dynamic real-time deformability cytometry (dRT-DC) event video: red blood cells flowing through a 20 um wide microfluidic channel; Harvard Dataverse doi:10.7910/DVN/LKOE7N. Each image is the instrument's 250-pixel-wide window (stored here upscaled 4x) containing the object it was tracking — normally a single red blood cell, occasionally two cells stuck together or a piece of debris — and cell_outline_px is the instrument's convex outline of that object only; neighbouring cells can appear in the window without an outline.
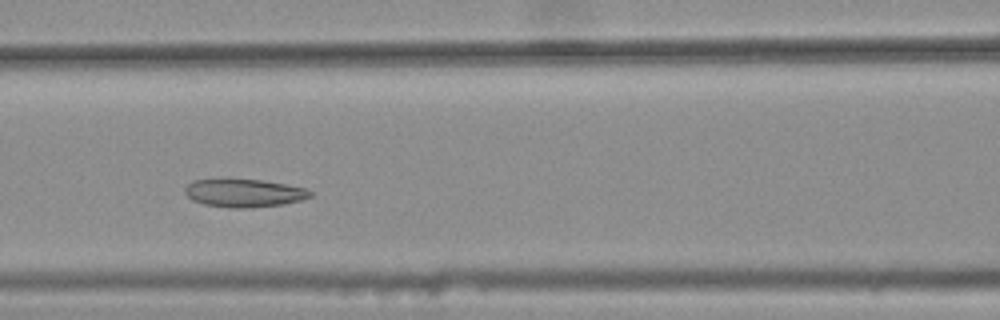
{"species": "common noctule bat (a hibernating species)", "species_latin": "Nyctalus noctula", "temperature_condition": "warm", "stored_images_in_passage": 8, "camera_frame_rate_fps": 3000, "um_per_image_px": 0.085, "animal": {"sex": "female", "body_mass_g": 25.1}, "frame": {"image": 1, "passage_image": 4, "time_ms": 1.0, "image_size_px": [1000, 320], "cell_outline_px": [[312, 196], [300, 200], [284, 204], [252, 208], [232, 208], [204, 204], [192, 200], [184, 192], [184, 188], [192, 180], [264, 180], [304, 188], [312, 192]], "centroid_in_image_um": [20.74, 16.42], "position_along_channel_um": 145.9, "area_um2": 20.29}}
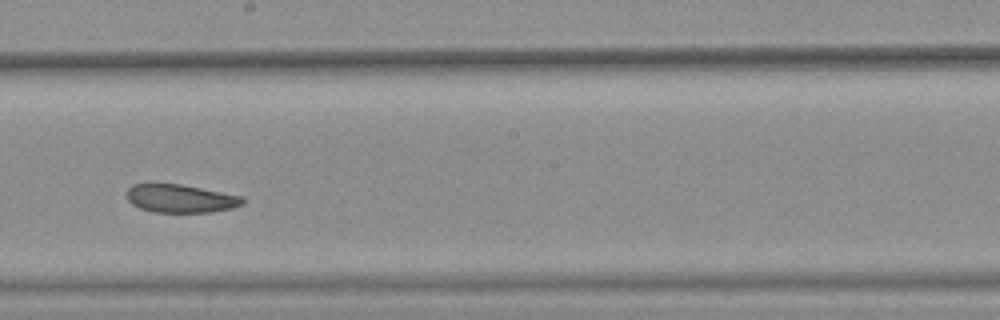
{"frame": {"image": 2, "passage_image": 6, "time_ms": 1.667, "image_size_px": [1000, 320], "cell_outline_px": [[244, 204], [232, 208], [212, 212], [152, 212], [140, 208], [132, 204], [128, 200], [128, 188], [132, 184], [148, 180], [180, 184], [244, 196]], "centroid_in_image_um": [15.3, 16.83], "position_along_channel_um": 232.9, "area_um2": 19.71}}
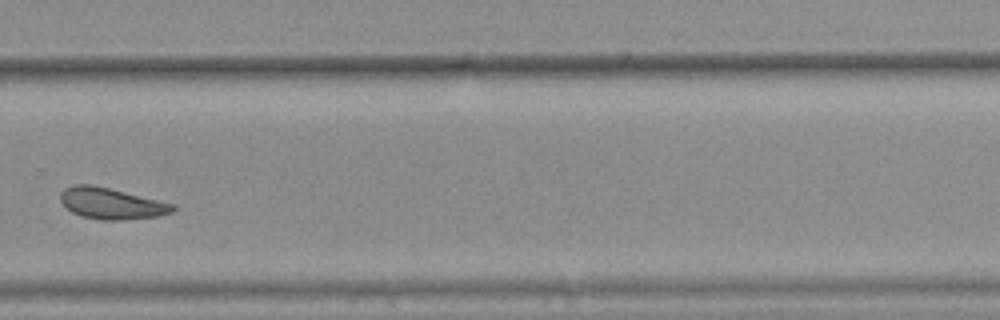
{"frame": {"image": 3, "passage_image": 8, "time_ms": 2.333, "image_size_px": [1000, 320], "cell_outline_px": [[176, 208], [172, 212], [160, 216], [120, 220], [100, 220], [80, 216], [72, 212], [60, 200], [60, 192], [64, 188], [72, 184], [92, 184], [176, 204]], "centroid_in_image_um": [9.47, 17.29], "position_along_channel_um": 320.3, "area_um2": 20.58}}